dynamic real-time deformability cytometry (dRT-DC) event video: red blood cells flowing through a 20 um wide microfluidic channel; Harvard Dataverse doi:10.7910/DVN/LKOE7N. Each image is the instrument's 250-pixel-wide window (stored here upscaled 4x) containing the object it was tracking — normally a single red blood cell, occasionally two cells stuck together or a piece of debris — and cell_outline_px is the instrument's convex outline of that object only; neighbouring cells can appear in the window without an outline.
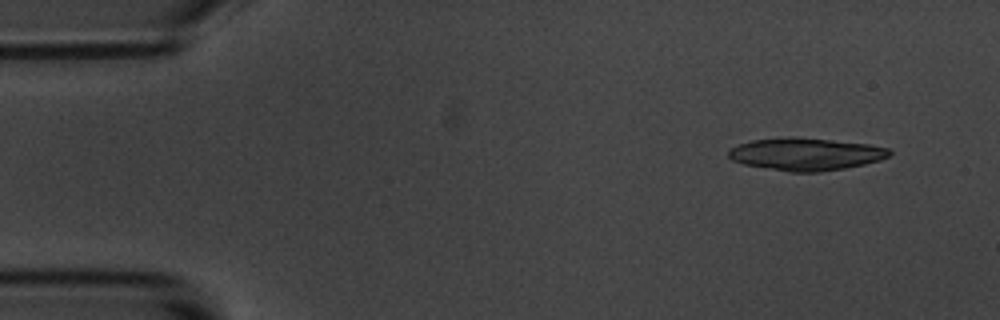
{"species": "common noctule bat (a hibernating species)", "species_latin": "Nyctalus noctula", "temperature_condition": "room temperature", "stored_images_in_passage": 4, "camera_frame_rate_fps": 3000, "um_per_image_px": 0.085, "animal": {"sex": "male", "body_mass_g": 20.1, "forearm_length_mm": 53.5}, "frame": {"image": 1, "passage_image": 1, "time_ms": 0.0, "image_size_px": [1000, 320], "cell_outline_px": [[892, 152], [888, 156], [880, 160], [864, 164], [844, 168], [820, 172], [788, 172], [744, 164], [732, 160], [728, 156], [728, 152], [732, 148], [740, 144], [752, 140], [832, 140], [868, 144], [888, 148]], "centroid_in_image_um": [68.53, 13.15], "position_along_channel_um": 16.5, "area_um2": 29.19}}